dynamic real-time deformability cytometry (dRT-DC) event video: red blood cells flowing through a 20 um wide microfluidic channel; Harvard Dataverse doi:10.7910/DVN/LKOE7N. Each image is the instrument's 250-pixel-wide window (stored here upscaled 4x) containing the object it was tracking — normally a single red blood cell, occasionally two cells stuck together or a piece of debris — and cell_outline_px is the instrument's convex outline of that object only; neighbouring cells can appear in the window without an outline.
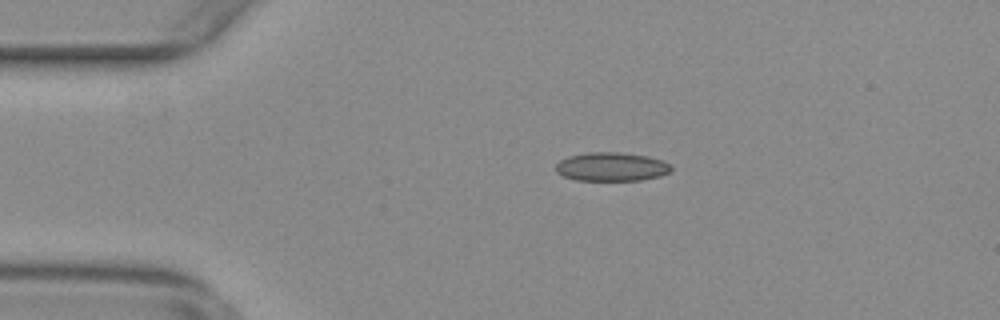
{"species": "common noctule bat (a hibernating species)", "species_latin": "Nyctalus noctula", "temperature_condition": "warm", "stored_images_in_passage": 54, "camera_frame_rate_fps": 3000, "um_per_image_px": 0.085, "animal": {"sex": "female", "body_mass_g": 29.2, "forearm_length_mm": 56.3}, "frame": {"image": 1, "passage_image": 11, "time_ms": 3.333, "image_size_px": [1000, 320], "cell_outline_px": [[672, 168], [668, 172], [660, 176], [640, 180], [576, 180], [564, 176], [556, 172], [556, 164], [560, 160], [568, 156], [588, 152], [616, 152], [648, 156], [660, 160], [668, 164]], "centroid_in_image_um": [51.94, 14.17], "position_along_channel_um": 33.1, "area_um2": 19.13}}
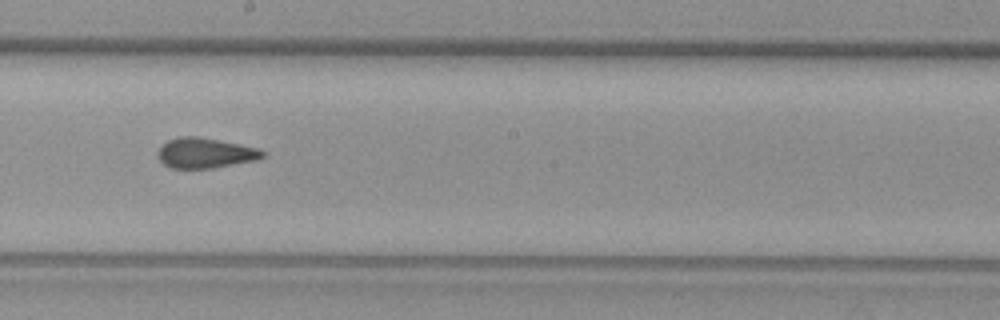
{"frame": {"image": 2, "passage_image": 30, "time_ms": 9.667, "image_size_px": [1000, 320], "cell_outline_px": [[264, 156], [256, 160], [212, 168], [168, 168], [156, 156], [156, 152], [168, 140], [176, 136], [200, 136], [260, 148], [264, 152]], "centroid_in_image_um": [17.42, 12.99], "position_along_channel_um": 230.8, "area_um2": 18.61}}
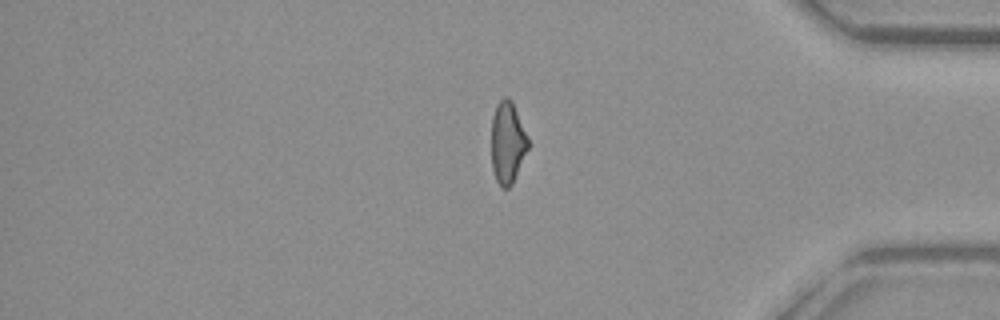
{"frame": {"image": 3, "passage_image": 45, "time_ms": 14.667, "image_size_px": [1000, 320], "cell_outline_px": [[528, 148], [512, 184], [508, 188], [500, 188], [496, 180], [492, 168], [492, 116], [496, 104], [504, 96], [508, 96], [512, 100], [528, 136]], "centroid_in_image_um": [43.13, 12.09], "position_along_channel_um": 392.1, "area_um2": 17.57}, "authors_computed_cell_mechanics": {"area_um2": 18.5538, "velocity_mm_per_s": 3.7895, "shape_relaxation_time_tau1_ms": null, "shape_relaxation_time_tau2_ms": 1.583, "deformation_change_tau1": null, "deformation_change_tau2": 0.0731}}